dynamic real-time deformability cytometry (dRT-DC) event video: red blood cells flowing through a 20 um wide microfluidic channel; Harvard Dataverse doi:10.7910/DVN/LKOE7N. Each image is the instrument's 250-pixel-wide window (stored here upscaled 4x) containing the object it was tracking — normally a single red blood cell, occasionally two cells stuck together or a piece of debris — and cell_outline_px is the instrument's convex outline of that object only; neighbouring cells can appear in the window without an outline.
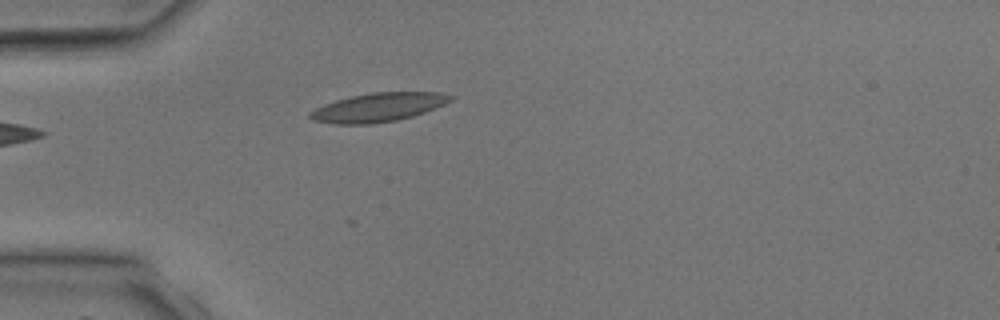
{"species": "common noctule bat (a hibernating species)", "species_latin": "Nyctalus noctula", "temperature_condition": "room temperature", "stored_images_in_passage": 4, "camera_frame_rate_fps": 3000, "um_per_image_px": 0.085, "animal": {"sex": "male", "body_mass_g": 17.9, "forearm_length_mm": 54.2}, "frame": {"image": 1, "passage_image": 4, "time_ms": 3.667, "image_size_px": [1000, 320], "cell_outline_px": [[456, 96], [452, 100], [444, 104], [424, 112], [412, 116], [396, 120], [372, 124], [332, 124], [312, 120], [308, 116], [308, 112], [324, 104], [336, 100], [352, 96], [372, 92], [440, 92]], "centroid_in_image_um": [32.14, 9.12], "position_along_channel_um": 52.9, "area_um2": 23.58}}